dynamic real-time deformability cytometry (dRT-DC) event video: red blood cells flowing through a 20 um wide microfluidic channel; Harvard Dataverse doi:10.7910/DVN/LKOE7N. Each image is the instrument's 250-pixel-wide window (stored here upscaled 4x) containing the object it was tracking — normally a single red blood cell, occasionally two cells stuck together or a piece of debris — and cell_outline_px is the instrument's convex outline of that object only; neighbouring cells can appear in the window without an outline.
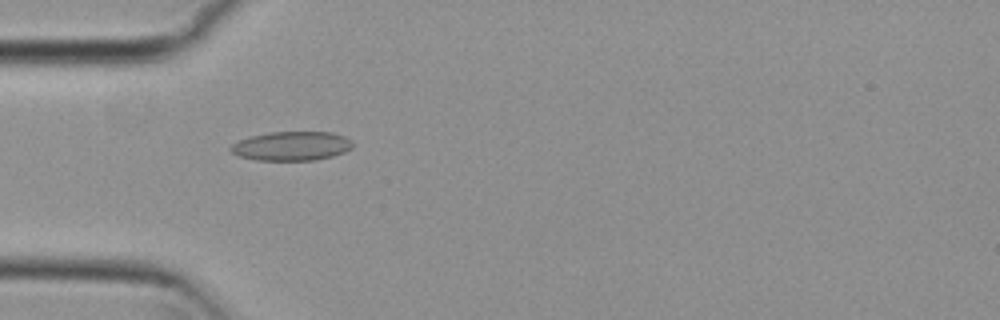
{"species": "common noctule bat (a hibernating species)", "species_latin": "Nyctalus noctula", "temperature_condition": "cold", "stored_images_in_passage": 55, "camera_frame_rate_fps": 3000, "um_per_image_px": 0.085, "animal": {"sex": "female", "body_mass_g": 29.2, "forearm_length_mm": 56.3}, "frame": {"image": 1, "passage_image": 17, "time_ms": 5.333, "image_size_px": [1000, 320], "cell_outline_px": [[352, 148], [344, 152], [332, 156], [316, 160], [256, 160], [240, 156], [232, 152], [228, 148], [232, 144], [240, 140], [252, 136], [268, 132], [332, 132], [344, 136], [352, 140]], "centroid_in_image_um": [24.8, 12.41], "position_along_channel_um": 60.2, "area_um2": 20.63}}
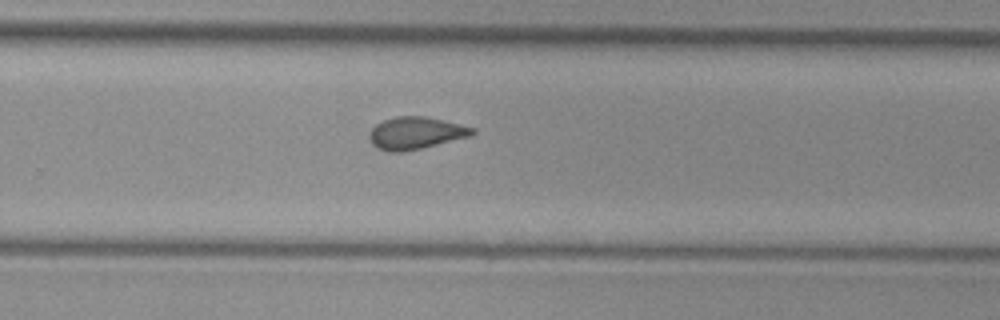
{"frame": {"image": 2, "passage_image": 36, "time_ms": 11.667, "image_size_px": [1000, 320], "cell_outline_px": [[476, 132], [468, 136], [420, 148], [400, 152], [388, 152], [376, 148], [372, 144], [368, 136], [368, 132], [376, 124], [384, 120], [396, 116], [424, 116], [444, 120], [476, 128]], "centroid_in_image_um": [35.28, 11.3], "position_along_channel_um": 294.5, "area_um2": 19.25}}
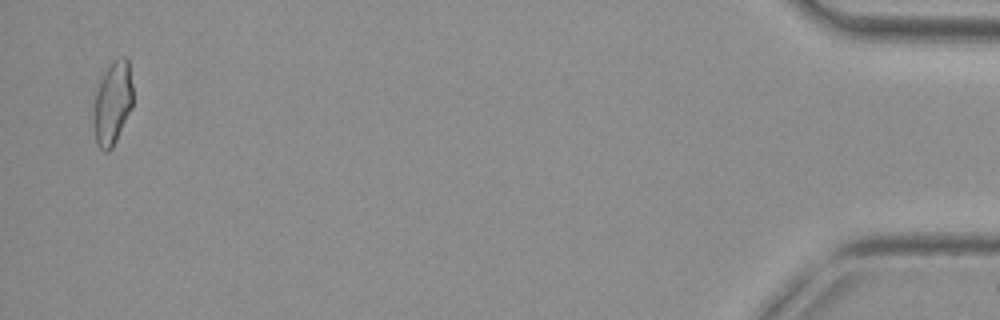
{"frame": {"image": 3, "passage_image": 54, "time_ms": 17.667, "image_size_px": [1000, 320], "cell_outline_px": [[132, 108], [112, 148], [108, 152], [104, 152], [96, 144], [92, 124], [92, 108], [96, 92], [100, 80], [104, 72], [120, 56], [124, 56], [128, 60], [132, 84]], "centroid_in_image_um": [9.53, 8.82], "position_along_channel_um": 425.7, "area_um2": 19.31}, "authors_computed_cell_mechanics": {"area_um2": 19.3052, "velocity_mm_per_s": 3.7399, "shape_relaxation_time_tau1_ms": null, "shape_relaxation_time_tau2_ms": 2.6478, "deformation_change_tau1": null, "deformation_change_tau2": 0.0739}}